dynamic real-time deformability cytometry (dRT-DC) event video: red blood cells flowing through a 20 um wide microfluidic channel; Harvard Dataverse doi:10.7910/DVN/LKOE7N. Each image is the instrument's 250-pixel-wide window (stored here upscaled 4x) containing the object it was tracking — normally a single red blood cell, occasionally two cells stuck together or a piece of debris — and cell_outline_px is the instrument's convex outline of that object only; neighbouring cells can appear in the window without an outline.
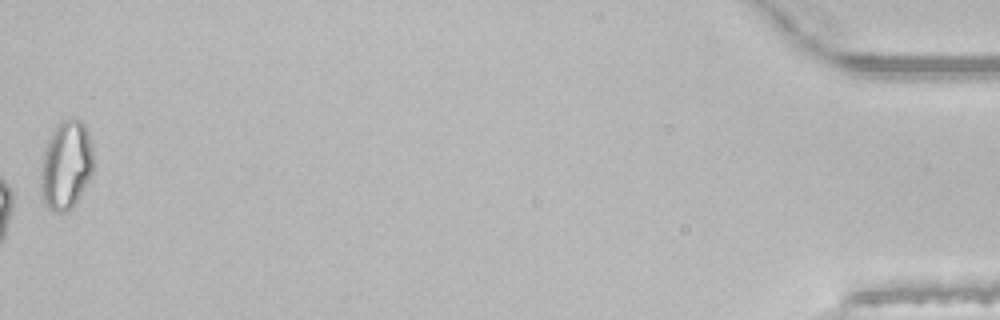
{"species": "common noctule bat (a hibernating species)", "species_latin": "Nyctalus noctula", "temperature_condition": "room temperature", "stored_images_in_passage": 50, "camera_frame_rate_fps": 3000, "um_per_image_px": 0.085, "animal": {"sex": "male", "body_mass_g": 21.5, "forearm_length_mm": 52.0}, "frame": {"image": 1, "passage_image": 50, "time_ms": 16.333, "image_size_px": [1000, 320], "cell_outline_px": [[92, 172], [72, 208], [64, 212], [56, 212], [48, 208], [44, 204], [40, 192], [40, 172], [44, 148], [52, 132], [60, 120], [68, 116], [80, 120], [84, 124], [88, 132], [92, 144]], "centroid_in_image_um": [5.58, 14.0], "position_along_channel_um": 429.6, "area_um2": 27.4}, "authors_computed_cell_mechanics": {"area_um2": 20.6346, "velocity_mm_per_s": 4.1343, "shape_relaxation_time_tau1_ms": null, "shape_relaxation_time_tau2_ms": 2.7262, "deformation_change_tau1": null, "deformation_change_tau2": 0.0902}}